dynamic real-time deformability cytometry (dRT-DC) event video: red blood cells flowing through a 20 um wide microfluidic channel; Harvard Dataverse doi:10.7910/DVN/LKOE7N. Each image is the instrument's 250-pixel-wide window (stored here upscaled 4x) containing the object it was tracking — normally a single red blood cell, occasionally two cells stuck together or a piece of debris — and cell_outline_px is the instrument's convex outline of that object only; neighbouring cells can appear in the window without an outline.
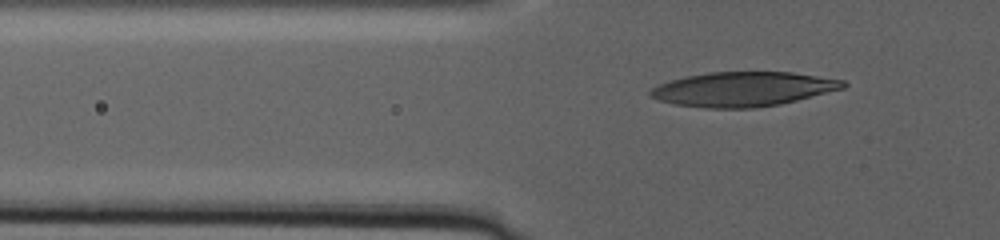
{"species": "human", "species_latin": "Homo sapiens", "temperature_condition": "warm", "stored_images_in_passage": 125, "camera_frame_rate_fps": 3000, "um_per_image_px": 0.085, "donor": {"sex": "male"}, "frame": {"image": 1, "passage_image": 2, "time_ms": 0.333, "image_size_px": [1000, 240], "cell_outline_px": [[848, 84], [844, 88], [780, 104], [756, 108], [704, 108], [676, 104], [660, 100], [648, 96], [648, 92], [652, 88], [660, 84], [684, 76], [708, 72], [792, 72], [844, 80]], "centroid_in_image_um": [63.15, 7.57], "position_along_channel_um": 62.6, "area_um2": 38.67}}
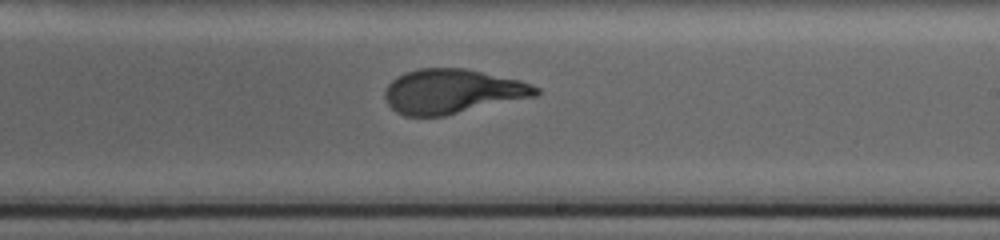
{"frame": {"image": 2, "passage_image": 68, "time_ms": 9.667, "image_size_px": [1000, 240], "cell_outline_px": [[540, 92], [536, 96], [444, 116], [404, 116], [396, 112], [388, 104], [384, 96], [384, 92], [388, 84], [396, 76], [404, 72], [420, 68], [464, 68], [520, 80], [532, 84], [540, 88]], "centroid_in_image_um": [38.44, 7.77], "position_along_channel_um": 250.6, "area_um2": 39.25}}
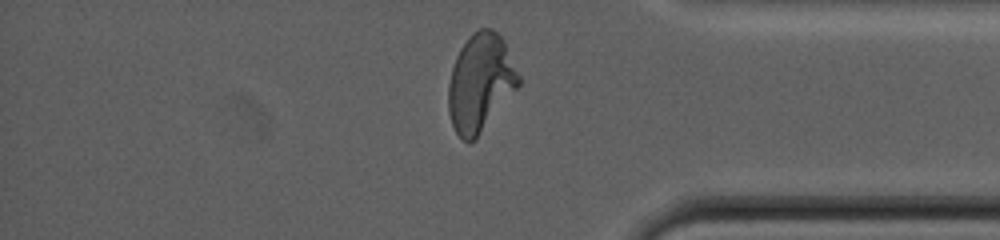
{"frame": {"image": 3, "passage_image": 115, "time_ms": 16.667, "image_size_px": [1000, 240], "cell_outline_px": [[520, 84], [476, 136], [468, 144], [456, 132], [452, 124], [448, 112], [448, 84], [452, 68], [456, 56], [460, 48], [472, 32], [480, 28], [492, 28], [500, 36], [520, 76]], "centroid_in_image_um": [40.79, 6.99], "position_along_channel_um": 394.4, "area_um2": 39.07}, "authors_computed_cell_mechanics": {"area_um2": 39.2462, "velocity_mm_per_s": 2.1891, "shape_relaxation_time_tau1_ms": 9.2003, "shape_relaxation_time_tau2_ms": 1.3386, "deformation_change_tau1": 0.2965, "deformation_change_tau2": 0.0859}}